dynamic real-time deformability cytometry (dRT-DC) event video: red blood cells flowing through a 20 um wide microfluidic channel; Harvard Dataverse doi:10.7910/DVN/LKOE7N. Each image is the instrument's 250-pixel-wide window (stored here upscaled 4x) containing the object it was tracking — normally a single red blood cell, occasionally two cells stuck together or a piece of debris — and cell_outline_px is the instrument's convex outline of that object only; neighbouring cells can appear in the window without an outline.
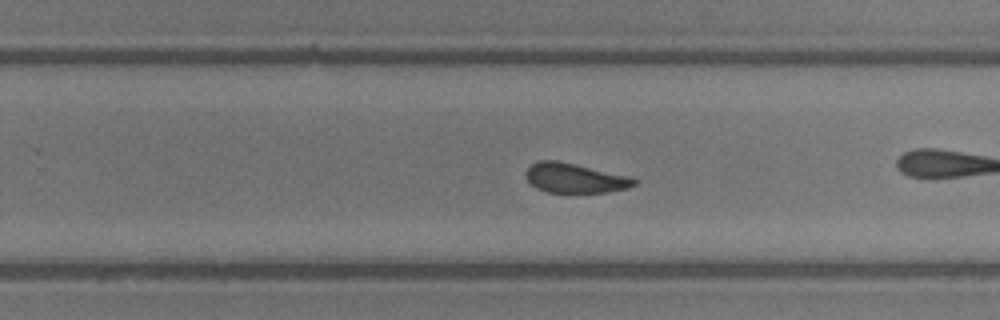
{"species": "common noctule bat (a hibernating species)", "species_latin": "Nyctalus noctula", "temperature_condition": "room temperature", "stored_images_in_passage": 31, "camera_frame_rate_fps": 3000, "um_per_image_px": 0.085, "animal": {"sex": "male", "body_mass_g": 13.3}, "frame": {"image": 1, "passage_image": 22, "time_ms": 7.0, "image_size_px": [1000, 320], "cell_outline_px": [[636, 184], [628, 188], [608, 192], [548, 192], [536, 188], [524, 176], [524, 172], [536, 160], [556, 160], [632, 176], [636, 180]], "centroid_in_image_um": [48.86, 15.12], "position_along_channel_um": 280.9, "area_um2": 18.79}, "authors_computed_cell_mechanics": {"area_um2": 19.7098, "velocity_mm_per_s": 4.1501, "shape_relaxation_time_tau1_ms": 6.9033, "shape_relaxation_time_tau2_ms": 1.4533, "deformation_change_tau1": 0.1584, "deformation_change_tau2": 0.0626}}